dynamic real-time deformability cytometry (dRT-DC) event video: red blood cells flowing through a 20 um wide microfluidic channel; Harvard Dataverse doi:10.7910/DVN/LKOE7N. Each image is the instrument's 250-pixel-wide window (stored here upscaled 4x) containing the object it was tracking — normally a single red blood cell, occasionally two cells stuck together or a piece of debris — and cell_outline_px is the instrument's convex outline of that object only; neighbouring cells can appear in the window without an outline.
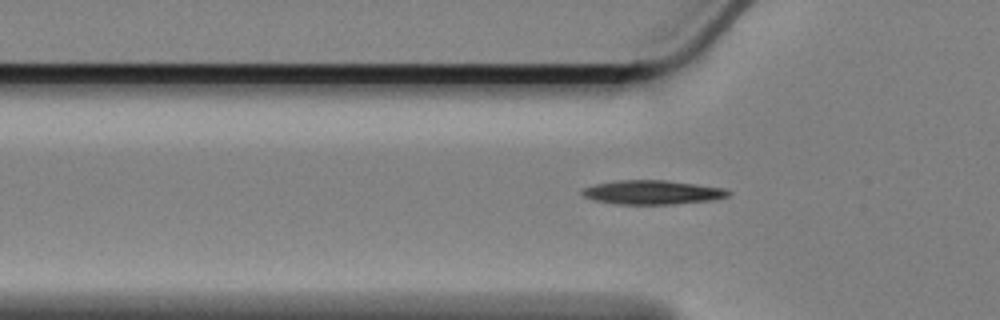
{"species": "Egyptian fruit bat (a non-hibernating species)", "species_latin": "Rousettus aegyptiacus", "temperature_condition": "cold", "stored_images_in_passage": 42, "camera_frame_rate_fps": 3000, "um_per_image_px": 0.085, "animal": {"sex": "female"}, "frame": {"image": 1, "passage_image": 8, "time_ms": 2.333, "image_size_px": [1000, 320], "cell_outline_px": [[732, 192], [728, 196], [712, 200], [672, 204], [616, 204], [596, 200], [584, 196], [580, 192], [584, 188], [596, 184], [616, 180], [664, 180], [696, 184], [724, 188]], "centroid_in_image_um": [55.46, 16.34], "position_along_channel_um": 70.3, "area_um2": 20.35}}
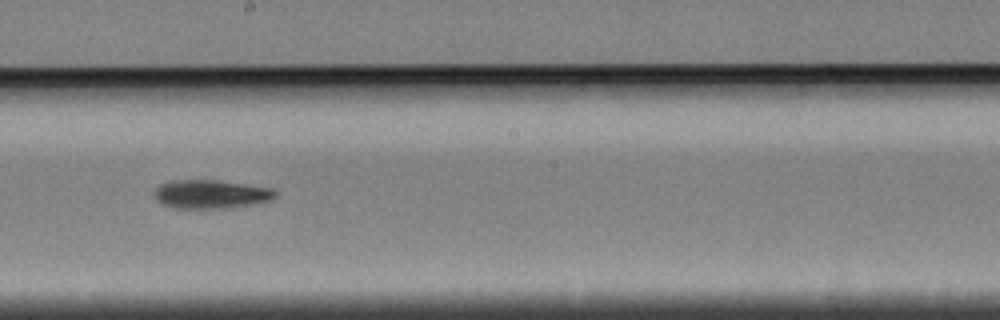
{"frame": {"image": 2, "passage_image": 22, "time_ms": 7.0, "image_size_px": [1000, 320], "cell_outline_px": [[276, 196], [268, 200], [232, 208], [172, 208], [156, 200], [156, 188], [160, 184], [172, 180], [216, 180], [272, 188], [276, 192]], "centroid_in_image_um": [17.9, 16.5], "position_along_channel_um": 230.3, "area_um2": 19.94}}
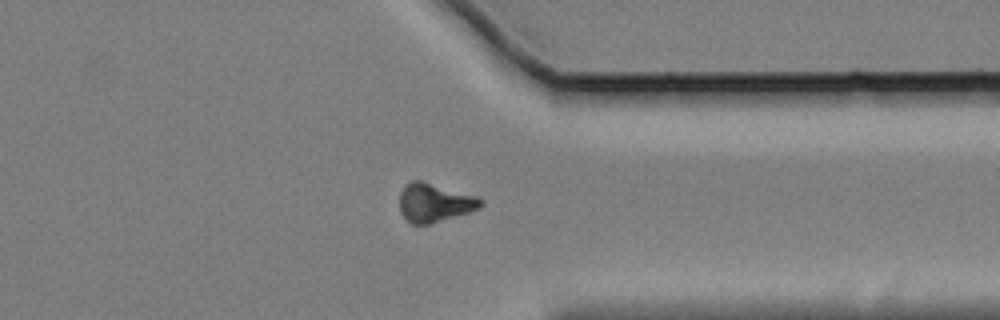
{"frame": {"image": 3, "passage_image": 35, "time_ms": 11.333, "image_size_px": [1000, 320], "cell_outline_px": [[484, 204], [480, 208], [432, 224], [412, 224], [400, 212], [400, 192], [404, 184], [408, 180], [420, 180], [476, 196], [484, 200]], "centroid_in_image_um": [36.92, 17.22], "position_along_channel_um": 374.5, "area_um2": 18.32}, "authors_computed_cell_mechanics": {"area_um2": 19.5075, "velocity_mm_per_s": 3.3978, "shape_relaxation_time_tau1_ms": 3.1264, "shape_relaxation_time_tau2_ms": null, "deformation_change_tau1": 0.1045, "deformation_change_tau2": null}}